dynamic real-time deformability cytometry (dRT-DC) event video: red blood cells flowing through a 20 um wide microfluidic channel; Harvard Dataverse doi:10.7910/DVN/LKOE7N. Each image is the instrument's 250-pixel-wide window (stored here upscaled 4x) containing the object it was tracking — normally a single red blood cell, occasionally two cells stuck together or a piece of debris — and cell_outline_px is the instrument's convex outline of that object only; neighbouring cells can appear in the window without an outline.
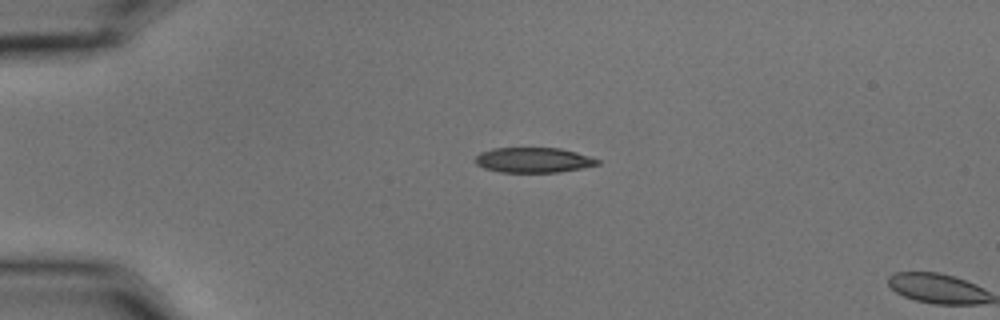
{"species": "common noctule bat (a hibernating species)", "species_latin": "Nyctalus noctula", "temperature_condition": "cold", "stored_images_in_passage": 10, "camera_frame_rate_fps": 3000, "um_per_image_px": 0.085, "animal": {"sex": "male", "body_mass_g": 15.6}, "frame": {"image": 1, "passage_image": 9, "time_ms": 2.667, "image_size_px": [1000, 320], "cell_outline_px": [[600, 164], [580, 168], [556, 172], [500, 172], [484, 168], [476, 164], [476, 156], [480, 152], [492, 148], [560, 148], [592, 156], [600, 160]], "centroid_in_image_um": [45.35, 13.6], "position_along_channel_um": 39.7, "area_um2": 17.86}}